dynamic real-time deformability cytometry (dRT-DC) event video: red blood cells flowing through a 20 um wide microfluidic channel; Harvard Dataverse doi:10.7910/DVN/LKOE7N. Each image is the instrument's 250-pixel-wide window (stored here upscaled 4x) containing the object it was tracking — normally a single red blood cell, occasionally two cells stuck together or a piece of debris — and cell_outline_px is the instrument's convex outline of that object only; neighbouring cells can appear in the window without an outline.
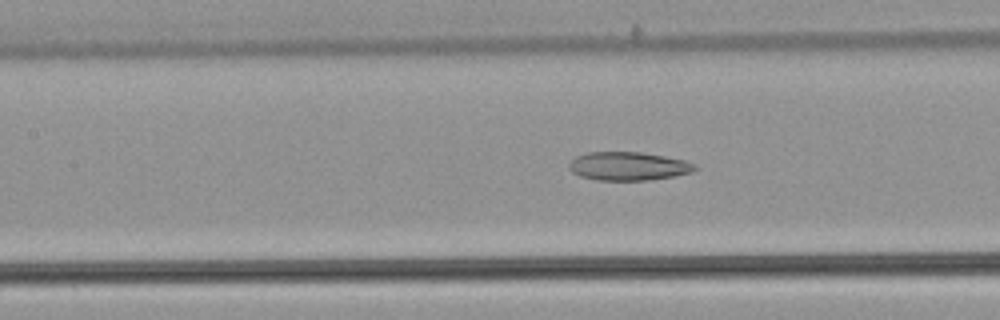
{"species": "common noctule bat (a hibernating species)", "species_latin": "Nyctalus noctula", "temperature_condition": "warm", "stored_images_in_passage": 38, "camera_frame_rate_fps": 3000, "um_per_image_px": 0.085, "animal": {"sex": "male", "body_mass_g": 21.5, "forearm_length_mm": 52.0}, "frame": {"image": 1, "passage_image": 9, "time_ms": 2.667, "image_size_px": [1000, 320], "cell_outline_px": [[696, 168], [692, 172], [672, 176], [648, 180], [596, 180], [580, 176], [572, 172], [568, 168], [568, 164], [576, 156], [588, 152], [640, 152], [664, 156], [684, 160], [696, 164]], "centroid_in_image_um": [53.38, 14.12], "position_along_channel_um": 154.0, "area_um2": 20.81}}
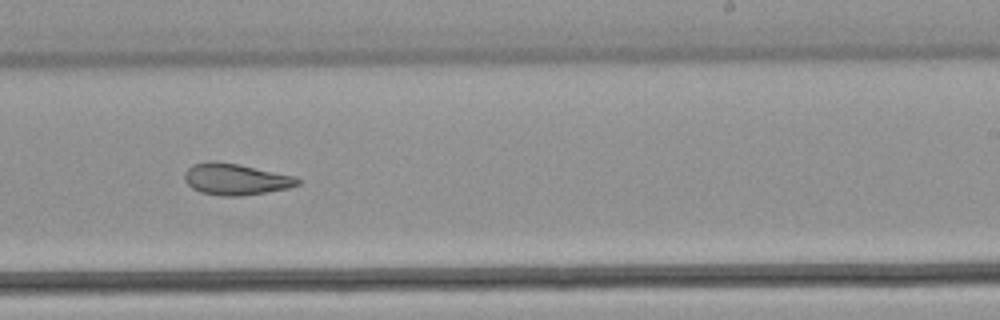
{"frame": {"image": 2, "passage_image": 18, "time_ms": 5.667, "image_size_px": [1000, 320], "cell_outline_px": [[300, 184], [288, 188], [240, 196], [224, 196], [200, 192], [192, 188], [184, 180], [184, 172], [192, 164], [208, 160], [212, 160], [236, 164], [296, 176], [300, 180]], "centroid_in_image_um": [19.99, 15.22], "position_along_channel_um": 269.0, "area_um2": 20.63}}
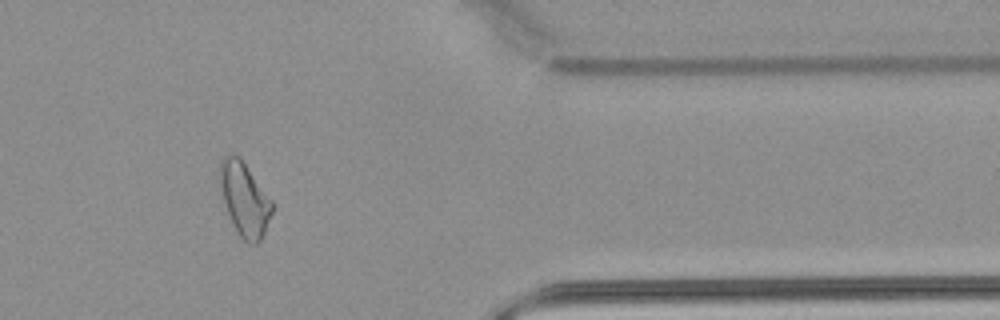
{"frame": {"image": 3, "passage_image": 29, "time_ms": 9.333, "image_size_px": [1000, 320], "cell_outline_px": [[272, 212], [264, 232], [260, 240], [256, 244], [248, 244], [236, 232], [228, 212], [224, 200], [220, 184], [220, 160], [224, 156], [232, 152], [240, 156], [272, 200]], "centroid_in_image_um": [20.78, 16.9], "position_along_channel_um": 390.6, "area_um2": 22.2}, "authors_computed_cell_mechanics": {"area_um2": 21.7906, "velocity_mm_per_s": 3.8531, "shape_relaxation_time_tau1_ms": null, "shape_relaxation_time_tau2_ms": 3.8071, "deformation_change_tau1": null, "deformation_change_tau2": 0.1099}}